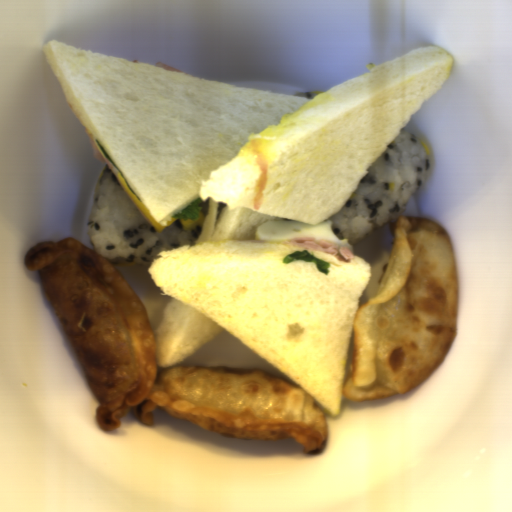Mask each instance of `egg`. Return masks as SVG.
<instances>
[{"label":"egg","instance_id":"obj_1","mask_svg":"<svg viewBox=\"0 0 512 512\" xmlns=\"http://www.w3.org/2000/svg\"><path fill=\"white\" fill-rule=\"evenodd\" d=\"M256 241L291 242L297 238H317L328 243L348 248L353 253L349 239L337 237L332 221L306 224L298 221L270 220L257 227Z\"/></svg>","mask_w":512,"mask_h":512},{"label":"egg","instance_id":"obj_2","mask_svg":"<svg viewBox=\"0 0 512 512\" xmlns=\"http://www.w3.org/2000/svg\"><path fill=\"white\" fill-rule=\"evenodd\" d=\"M113 171L119 181V183L122 185V187L125 189V191L128 193V195L131 197V199L134 201V203L138 206V208L141 210V212L144 214V216L147 218V220L150 222V224L153 226V228L158 231L159 233L163 231L165 228H167L169 225L177 221L178 218H171L166 223H158L155 218L151 215V213L148 211V209L145 207V205L142 203V201L138 200L137 197L133 194V192L130 190L128 185L126 184L125 180L123 179L122 175L118 172V170L113 167Z\"/></svg>","mask_w":512,"mask_h":512}]
</instances>
